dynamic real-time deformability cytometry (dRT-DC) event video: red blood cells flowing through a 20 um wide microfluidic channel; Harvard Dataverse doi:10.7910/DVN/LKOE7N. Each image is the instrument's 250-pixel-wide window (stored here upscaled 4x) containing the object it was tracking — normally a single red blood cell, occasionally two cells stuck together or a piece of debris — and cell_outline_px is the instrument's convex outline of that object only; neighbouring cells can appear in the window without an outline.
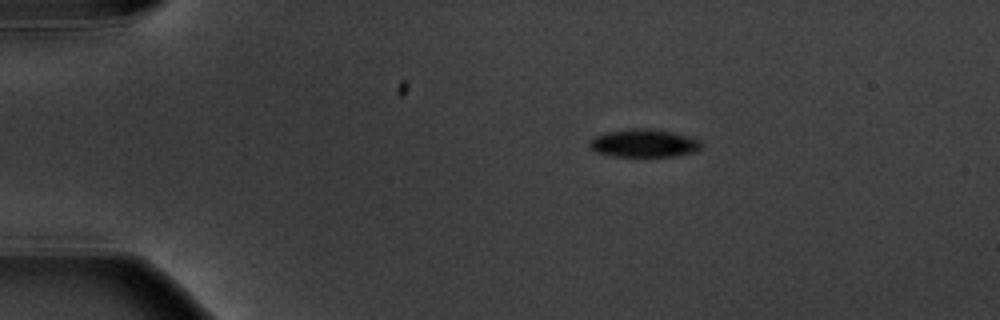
{"species": "common noctule bat (a hibernating species)", "species_latin": "Nyctalus noctula", "temperature_condition": "warm", "stored_images_in_passage": 3, "camera_frame_rate_fps": 3000, "um_per_image_px": 0.085, "animal": {"sex": "male", "body_mass_g": 20.1, "forearm_length_mm": 53.5}, "frame": {"image": 1, "passage_image": 1, "time_ms": 0.0, "image_size_px": [1000, 320], "cell_outline_px": [[700, 148], [696, 152], [676, 156], [616, 156], [596, 152], [588, 144], [596, 136], [608, 132], [632, 128], [644, 128], [672, 132], [700, 140]], "centroid_in_image_um": [54.75, 12.18], "position_along_channel_um": 30.2, "area_um2": 17.86}}
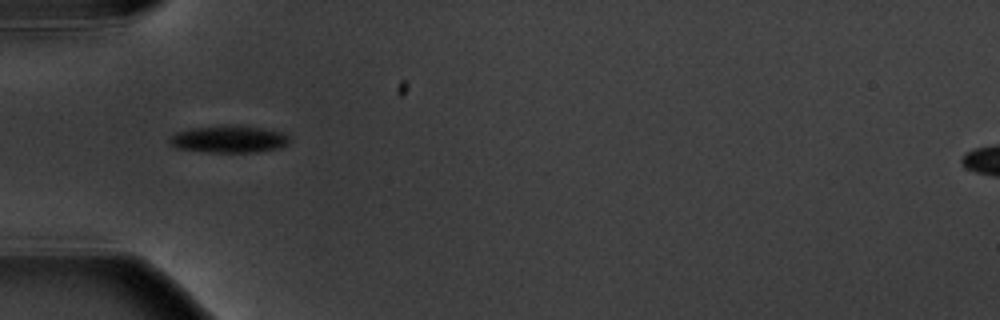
{"frame": {"image": 2, "passage_image": 3, "time_ms": 2.667, "image_size_px": [1000, 320], "cell_outline_px": [[292, 140], [288, 144], [280, 148], [256, 152], [208, 152], [176, 148], [168, 140], [176, 132], [192, 128], [236, 124], [284, 132], [292, 136]], "centroid_in_image_um": [19.54, 11.82], "position_along_channel_um": 65.5, "area_um2": 19.19}}